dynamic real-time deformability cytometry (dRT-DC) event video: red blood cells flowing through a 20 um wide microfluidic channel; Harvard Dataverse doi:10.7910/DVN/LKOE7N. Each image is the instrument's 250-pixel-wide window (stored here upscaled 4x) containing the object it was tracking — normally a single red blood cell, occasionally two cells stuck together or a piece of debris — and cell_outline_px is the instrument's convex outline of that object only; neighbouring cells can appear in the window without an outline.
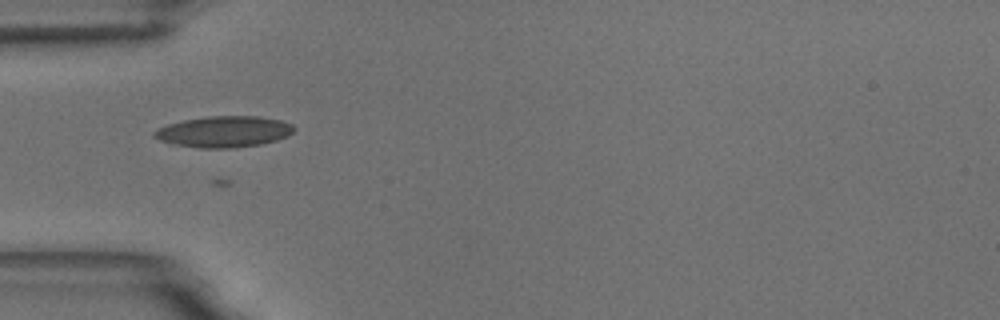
{"species": "common noctule bat (a hibernating species)", "species_latin": "Nyctalus noctula", "temperature_condition": "room temperature", "stored_images_in_passage": 49, "camera_frame_rate_fps": 3000, "um_per_image_px": 0.085, "animal": {"sex": "male", "body_mass_g": 18.8}, "frame": {"image": 1, "passage_image": 10, "time_ms": 3.0, "image_size_px": [1000, 320], "cell_outline_px": [[296, 128], [288, 136], [276, 140], [260, 144], [236, 148], [200, 148], [172, 144], [160, 140], [152, 136], [152, 132], [156, 128], [168, 124], [184, 120], [212, 116], [260, 116], [280, 120], [292, 124]], "centroid_in_image_um": [19.02, 11.19], "position_along_channel_um": 66.0, "area_um2": 25.49}}